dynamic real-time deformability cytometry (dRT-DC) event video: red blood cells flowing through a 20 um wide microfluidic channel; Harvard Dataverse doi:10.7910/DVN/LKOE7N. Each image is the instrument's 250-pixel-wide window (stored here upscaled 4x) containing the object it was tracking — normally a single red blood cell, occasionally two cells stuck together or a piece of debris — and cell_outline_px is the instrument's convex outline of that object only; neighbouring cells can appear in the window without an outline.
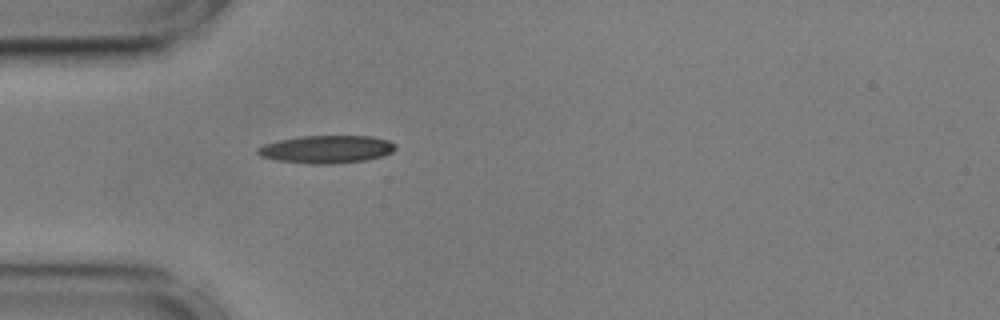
{"species": "common noctule bat (a hibernating species)", "species_latin": "Nyctalus noctula", "temperature_condition": "cold", "stored_images_in_passage": 40, "camera_frame_rate_fps": 3000, "um_per_image_px": 0.085, "animal": {"sex": "male", "body_mass_g": 17.9, "forearm_length_mm": 54.2}, "frame": {"image": 1, "passage_image": 1, "time_ms": 0.0, "image_size_px": [1000, 320], "cell_outline_px": [[396, 148], [392, 152], [384, 156], [364, 160], [332, 164], [312, 164], [276, 160], [260, 156], [256, 152], [256, 148], [264, 144], [280, 140], [300, 136], [372, 136], [388, 140], [396, 144]], "centroid_in_image_um": [27.76, 12.69], "position_along_channel_um": 57.2, "area_um2": 22.37}}
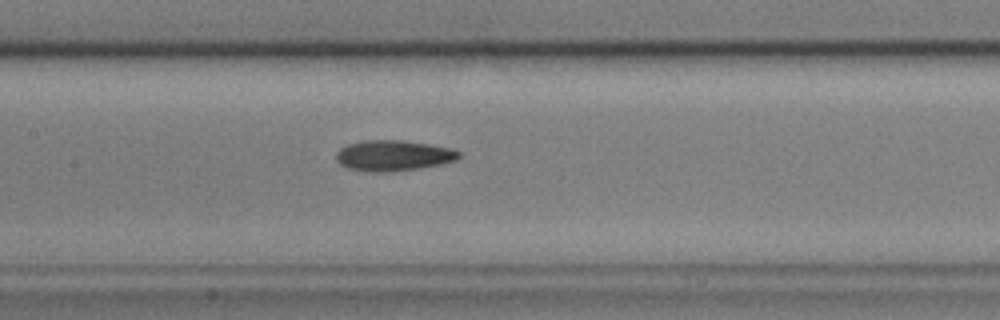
{"frame": {"image": 2, "passage_image": 11, "time_ms": 3.333, "image_size_px": [1000, 320], "cell_outline_px": [[460, 156], [456, 160], [444, 164], [420, 168], [392, 172], [368, 172], [348, 168], [340, 164], [336, 160], [336, 152], [340, 148], [348, 144], [364, 140], [400, 140], [428, 144], [452, 148], [460, 152]], "centroid_in_image_um": [33.43, 13.23], "position_along_channel_um": 174.0, "area_um2": 22.14}}
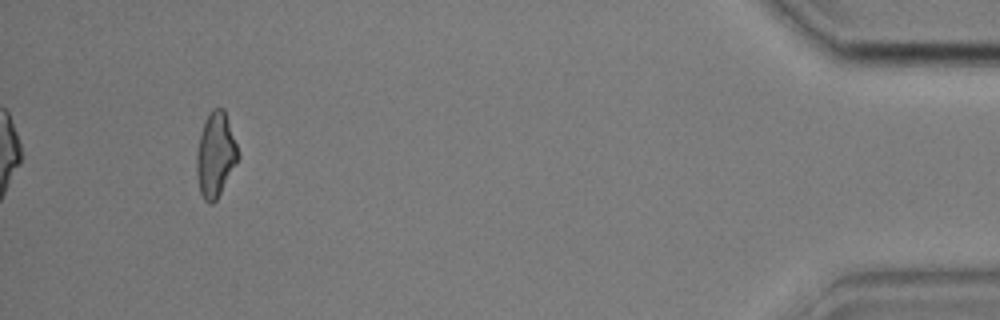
{"frame": {"image": 3, "passage_image": 37, "time_ms": 12.0, "image_size_px": [1000, 320], "cell_outline_px": [[240, 156], [236, 164], [216, 200], [212, 204], [208, 204], [204, 200], [200, 192], [196, 172], [196, 152], [204, 120], [212, 108], [224, 108]], "centroid_in_image_um": [18.3, 13.16], "position_along_channel_um": 416.9, "area_um2": 20.35}, "authors_computed_cell_mechanics": {"area_um2": 20.808, "velocity_mm_per_s": 3.6038, "shape_relaxation_time_tau1_ms": 5.5806, "shape_relaxation_time_tau2_ms": 5.4439, "deformation_change_tau1": 0.1466, "deformation_change_tau2": 0.1428}}